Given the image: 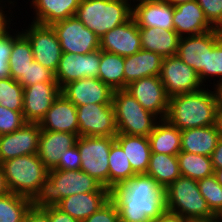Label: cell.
<instances>
[{"label": "cell", "instance_id": "43", "mask_svg": "<svg viewBox=\"0 0 222 222\" xmlns=\"http://www.w3.org/2000/svg\"><path fill=\"white\" fill-rule=\"evenodd\" d=\"M208 22L216 29L222 30V0H196Z\"/></svg>", "mask_w": 222, "mask_h": 222}, {"label": "cell", "instance_id": "22", "mask_svg": "<svg viewBox=\"0 0 222 222\" xmlns=\"http://www.w3.org/2000/svg\"><path fill=\"white\" fill-rule=\"evenodd\" d=\"M174 29L180 37L202 34L215 29L196 0L174 6Z\"/></svg>", "mask_w": 222, "mask_h": 222}, {"label": "cell", "instance_id": "56", "mask_svg": "<svg viewBox=\"0 0 222 222\" xmlns=\"http://www.w3.org/2000/svg\"><path fill=\"white\" fill-rule=\"evenodd\" d=\"M197 222H222L221 217H215L209 220H202V221H197Z\"/></svg>", "mask_w": 222, "mask_h": 222}, {"label": "cell", "instance_id": "26", "mask_svg": "<svg viewBox=\"0 0 222 222\" xmlns=\"http://www.w3.org/2000/svg\"><path fill=\"white\" fill-rule=\"evenodd\" d=\"M110 199L111 192L79 193L63 198L57 207L82 222L98 211Z\"/></svg>", "mask_w": 222, "mask_h": 222}, {"label": "cell", "instance_id": "31", "mask_svg": "<svg viewBox=\"0 0 222 222\" xmlns=\"http://www.w3.org/2000/svg\"><path fill=\"white\" fill-rule=\"evenodd\" d=\"M146 175L166 189L181 176L177 156L151 153Z\"/></svg>", "mask_w": 222, "mask_h": 222}, {"label": "cell", "instance_id": "54", "mask_svg": "<svg viewBox=\"0 0 222 222\" xmlns=\"http://www.w3.org/2000/svg\"><path fill=\"white\" fill-rule=\"evenodd\" d=\"M170 4H172L173 6H177L179 4L185 3V2H190V1H194V0H164Z\"/></svg>", "mask_w": 222, "mask_h": 222}, {"label": "cell", "instance_id": "23", "mask_svg": "<svg viewBox=\"0 0 222 222\" xmlns=\"http://www.w3.org/2000/svg\"><path fill=\"white\" fill-rule=\"evenodd\" d=\"M77 138L69 132L41 131L37 154L49 171L58 165L62 152L76 144Z\"/></svg>", "mask_w": 222, "mask_h": 222}, {"label": "cell", "instance_id": "27", "mask_svg": "<svg viewBox=\"0 0 222 222\" xmlns=\"http://www.w3.org/2000/svg\"><path fill=\"white\" fill-rule=\"evenodd\" d=\"M216 125L181 131V151L210 157L220 139Z\"/></svg>", "mask_w": 222, "mask_h": 222}, {"label": "cell", "instance_id": "44", "mask_svg": "<svg viewBox=\"0 0 222 222\" xmlns=\"http://www.w3.org/2000/svg\"><path fill=\"white\" fill-rule=\"evenodd\" d=\"M82 222H120V214L116 203L110 199L98 211Z\"/></svg>", "mask_w": 222, "mask_h": 222}, {"label": "cell", "instance_id": "55", "mask_svg": "<svg viewBox=\"0 0 222 222\" xmlns=\"http://www.w3.org/2000/svg\"><path fill=\"white\" fill-rule=\"evenodd\" d=\"M214 175L216 176L218 182L222 184V168L214 170Z\"/></svg>", "mask_w": 222, "mask_h": 222}, {"label": "cell", "instance_id": "13", "mask_svg": "<svg viewBox=\"0 0 222 222\" xmlns=\"http://www.w3.org/2000/svg\"><path fill=\"white\" fill-rule=\"evenodd\" d=\"M79 136L115 137L117 132L112 104L77 106Z\"/></svg>", "mask_w": 222, "mask_h": 222}, {"label": "cell", "instance_id": "7", "mask_svg": "<svg viewBox=\"0 0 222 222\" xmlns=\"http://www.w3.org/2000/svg\"><path fill=\"white\" fill-rule=\"evenodd\" d=\"M112 105L118 133L148 137L160 120L145 110L126 89L114 90Z\"/></svg>", "mask_w": 222, "mask_h": 222}, {"label": "cell", "instance_id": "46", "mask_svg": "<svg viewBox=\"0 0 222 222\" xmlns=\"http://www.w3.org/2000/svg\"><path fill=\"white\" fill-rule=\"evenodd\" d=\"M7 2V4H6ZM16 3V4H15ZM11 4V5H10ZM9 8H8V7ZM17 6V2L16 0H0V36L6 32L11 26L13 27V24H15L16 22H11L13 21V17L15 16H12L14 15L12 12V10L10 9H14L16 10L14 7ZM13 7V8H12ZM8 8V10L6 11L5 9ZM5 10V11H4ZM11 11V12H9ZM12 17V18H11ZM12 23V25H11ZM11 25V26H10Z\"/></svg>", "mask_w": 222, "mask_h": 222}, {"label": "cell", "instance_id": "5", "mask_svg": "<svg viewBox=\"0 0 222 222\" xmlns=\"http://www.w3.org/2000/svg\"><path fill=\"white\" fill-rule=\"evenodd\" d=\"M165 209L190 222L216 217L201 195L197 180L184 176H180L165 189Z\"/></svg>", "mask_w": 222, "mask_h": 222}, {"label": "cell", "instance_id": "58", "mask_svg": "<svg viewBox=\"0 0 222 222\" xmlns=\"http://www.w3.org/2000/svg\"><path fill=\"white\" fill-rule=\"evenodd\" d=\"M126 1H128L131 5H133L134 3L143 1V0H126Z\"/></svg>", "mask_w": 222, "mask_h": 222}, {"label": "cell", "instance_id": "36", "mask_svg": "<svg viewBox=\"0 0 222 222\" xmlns=\"http://www.w3.org/2000/svg\"><path fill=\"white\" fill-rule=\"evenodd\" d=\"M30 199L14 193L0 196V222H24Z\"/></svg>", "mask_w": 222, "mask_h": 222}, {"label": "cell", "instance_id": "48", "mask_svg": "<svg viewBox=\"0 0 222 222\" xmlns=\"http://www.w3.org/2000/svg\"><path fill=\"white\" fill-rule=\"evenodd\" d=\"M24 222H50L49 215L43 208L31 207Z\"/></svg>", "mask_w": 222, "mask_h": 222}, {"label": "cell", "instance_id": "2", "mask_svg": "<svg viewBox=\"0 0 222 222\" xmlns=\"http://www.w3.org/2000/svg\"><path fill=\"white\" fill-rule=\"evenodd\" d=\"M201 90L169 97L165 119L180 131L216 125L217 105L214 91Z\"/></svg>", "mask_w": 222, "mask_h": 222}, {"label": "cell", "instance_id": "18", "mask_svg": "<svg viewBox=\"0 0 222 222\" xmlns=\"http://www.w3.org/2000/svg\"><path fill=\"white\" fill-rule=\"evenodd\" d=\"M114 90L99 78H81L67 83L61 93L76 107L85 104H112Z\"/></svg>", "mask_w": 222, "mask_h": 222}, {"label": "cell", "instance_id": "29", "mask_svg": "<svg viewBox=\"0 0 222 222\" xmlns=\"http://www.w3.org/2000/svg\"><path fill=\"white\" fill-rule=\"evenodd\" d=\"M115 141L122 147L132 170L137 175L146 174L151 155L149 138L118 133Z\"/></svg>", "mask_w": 222, "mask_h": 222}, {"label": "cell", "instance_id": "15", "mask_svg": "<svg viewBox=\"0 0 222 222\" xmlns=\"http://www.w3.org/2000/svg\"><path fill=\"white\" fill-rule=\"evenodd\" d=\"M126 90L141 104V106L165 119L168 111L169 96L159 76L143 77L127 85Z\"/></svg>", "mask_w": 222, "mask_h": 222}, {"label": "cell", "instance_id": "16", "mask_svg": "<svg viewBox=\"0 0 222 222\" xmlns=\"http://www.w3.org/2000/svg\"><path fill=\"white\" fill-rule=\"evenodd\" d=\"M41 127L27 122L16 131L0 135V163L23 155L38 153Z\"/></svg>", "mask_w": 222, "mask_h": 222}, {"label": "cell", "instance_id": "12", "mask_svg": "<svg viewBox=\"0 0 222 222\" xmlns=\"http://www.w3.org/2000/svg\"><path fill=\"white\" fill-rule=\"evenodd\" d=\"M159 77L169 97L198 91L205 87L198 73L177 55L163 58Z\"/></svg>", "mask_w": 222, "mask_h": 222}, {"label": "cell", "instance_id": "30", "mask_svg": "<svg viewBox=\"0 0 222 222\" xmlns=\"http://www.w3.org/2000/svg\"><path fill=\"white\" fill-rule=\"evenodd\" d=\"M151 153L177 156L181 152V131L166 119H160L148 136Z\"/></svg>", "mask_w": 222, "mask_h": 222}, {"label": "cell", "instance_id": "20", "mask_svg": "<svg viewBox=\"0 0 222 222\" xmlns=\"http://www.w3.org/2000/svg\"><path fill=\"white\" fill-rule=\"evenodd\" d=\"M39 125L41 131L69 132L79 136L77 107L60 93Z\"/></svg>", "mask_w": 222, "mask_h": 222}, {"label": "cell", "instance_id": "1", "mask_svg": "<svg viewBox=\"0 0 222 222\" xmlns=\"http://www.w3.org/2000/svg\"><path fill=\"white\" fill-rule=\"evenodd\" d=\"M111 199L118 207L120 222L156 219L166 210L165 189L146 174L135 175L119 187L113 188Z\"/></svg>", "mask_w": 222, "mask_h": 222}, {"label": "cell", "instance_id": "19", "mask_svg": "<svg viewBox=\"0 0 222 222\" xmlns=\"http://www.w3.org/2000/svg\"><path fill=\"white\" fill-rule=\"evenodd\" d=\"M141 49L139 27L133 17L100 38V50L123 57L131 56Z\"/></svg>", "mask_w": 222, "mask_h": 222}, {"label": "cell", "instance_id": "3", "mask_svg": "<svg viewBox=\"0 0 222 222\" xmlns=\"http://www.w3.org/2000/svg\"><path fill=\"white\" fill-rule=\"evenodd\" d=\"M89 192H111V190L81 169L67 171L52 169L30 199L31 207L57 206L65 197Z\"/></svg>", "mask_w": 222, "mask_h": 222}, {"label": "cell", "instance_id": "35", "mask_svg": "<svg viewBox=\"0 0 222 222\" xmlns=\"http://www.w3.org/2000/svg\"><path fill=\"white\" fill-rule=\"evenodd\" d=\"M177 158L181 176L198 181L214 174L211 157L181 151Z\"/></svg>", "mask_w": 222, "mask_h": 222}, {"label": "cell", "instance_id": "17", "mask_svg": "<svg viewBox=\"0 0 222 222\" xmlns=\"http://www.w3.org/2000/svg\"><path fill=\"white\" fill-rule=\"evenodd\" d=\"M57 82H39L23 89V115L27 122L39 123L60 95Z\"/></svg>", "mask_w": 222, "mask_h": 222}, {"label": "cell", "instance_id": "57", "mask_svg": "<svg viewBox=\"0 0 222 222\" xmlns=\"http://www.w3.org/2000/svg\"><path fill=\"white\" fill-rule=\"evenodd\" d=\"M137 222H155V219L147 218V219L140 220V221H137Z\"/></svg>", "mask_w": 222, "mask_h": 222}, {"label": "cell", "instance_id": "52", "mask_svg": "<svg viewBox=\"0 0 222 222\" xmlns=\"http://www.w3.org/2000/svg\"><path fill=\"white\" fill-rule=\"evenodd\" d=\"M9 193L7 184H6V180H5V176L0 164V196L5 195Z\"/></svg>", "mask_w": 222, "mask_h": 222}, {"label": "cell", "instance_id": "33", "mask_svg": "<svg viewBox=\"0 0 222 222\" xmlns=\"http://www.w3.org/2000/svg\"><path fill=\"white\" fill-rule=\"evenodd\" d=\"M135 175L122 147L115 141L109 153V189L119 187Z\"/></svg>", "mask_w": 222, "mask_h": 222}, {"label": "cell", "instance_id": "4", "mask_svg": "<svg viewBox=\"0 0 222 222\" xmlns=\"http://www.w3.org/2000/svg\"><path fill=\"white\" fill-rule=\"evenodd\" d=\"M75 16L99 38L132 17L126 0H80Z\"/></svg>", "mask_w": 222, "mask_h": 222}, {"label": "cell", "instance_id": "38", "mask_svg": "<svg viewBox=\"0 0 222 222\" xmlns=\"http://www.w3.org/2000/svg\"><path fill=\"white\" fill-rule=\"evenodd\" d=\"M23 86L11 77L0 79V105L23 111Z\"/></svg>", "mask_w": 222, "mask_h": 222}, {"label": "cell", "instance_id": "24", "mask_svg": "<svg viewBox=\"0 0 222 222\" xmlns=\"http://www.w3.org/2000/svg\"><path fill=\"white\" fill-rule=\"evenodd\" d=\"M79 4L80 0H31L29 6L35 15L31 22L51 26L75 16Z\"/></svg>", "mask_w": 222, "mask_h": 222}, {"label": "cell", "instance_id": "25", "mask_svg": "<svg viewBox=\"0 0 222 222\" xmlns=\"http://www.w3.org/2000/svg\"><path fill=\"white\" fill-rule=\"evenodd\" d=\"M162 61L161 55L144 49L124 57V89L131 82L143 77L159 76Z\"/></svg>", "mask_w": 222, "mask_h": 222}, {"label": "cell", "instance_id": "10", "mask_svg": "<svg viewBox=\"0 0 222 222\" xmlns=\"http://www.w3.org/2000/svg\"><path fill=\"white\" fill-rule=\"evenodd\" d=\"M60 42L62 52L88 54L100 49V38L76 16L51 25Z\"/></svg>", "mask_w": 222, "mask_h": 222}, {"label": "cell", "instance_id": "8", "mask_svg": "<svg viewBox=\"0 0 222 222\" xmlns=\"http://www.w3.org/2000/svg\"><path fill=\"white\" fill-rule=\"evenodd\" d=\"M115 137L78 136L76 144L81 167L104 187L109 188V153Z\"/></svg>", "mask_w": 222, "mask_h": 222}, {"label": "cell", "instance_id": "49", "mask_svg": "<svg viewBox=\"0 0 222 222\" xmlns=\"http://www.w3.org/2000/svg\"><path fill=\"white\" fill-rule=\"evenodd\" d=\"M210 157L214 170L222 168V138L219 139L216 148Z\"/></svg>", "mask_w": 222, "mask_h": 222}, {"label": "cell", "instance_id": "40", "mask_svg": "<svg viewBox=\"0 0 222 222\" xmlns=\"http://www.w3.org/2000/svg\"><path fill=\"white\" fill-rule=\"evenodd\" d=\"M207 81L213 84L211 86L222 83V38L208 50Z\"/></svg>", "mask_w": 222, "mask_h": 222}, {"label": "cell", "instance_id": "9", "mask_svg": "<svg viewBox=\"0 0 222 222\" xmlns=\"http://www.w3.org/2000/svg\"><path fill=\"white\" fill-rule=\"evenodd\" d=\"M222 38V30L213 29L193 36L180 37L177 56L193 68L206 87L208 50Z\"/></svg>", "mask_w": 222, "mask_h": 222}, {"label": "cell", "instance_id": "51", "mask_svg": "<svg viewBox=\"0 0 222 222\" xmlns=\"http://www.w3.org/2000/svg\"><path fill=\"white\" fill-rule=\"evenodd\" d=\"M209 85V88L214 91V94H215V98H216V105H217V111H222V83L221 84H218V85H215V86H210Z\"/></svg>", "mask_w": 222, "mask_h": 222}, {"label": "cell", "instance_id": "50", "mask_svg": "<svg viewBox=\"0 0 222 222\" xmlns=\"http://www.w3.org/2000/svg\"><path fill=\"white\" fill-rule=\"evenodd\" d=\"M155 222H188V221L179 214L165 210L159 217L155 219Z\"/></svg>", "mask_w": 222, "mask_h": 222}, {"label": "cell", "instance_id": "45", "mask_svg": "<svg viewBox=\"0 0 222 222\" xmlns=\"http://www.w3.org/2000/svg\"><path fill=\"white\" fill-rule=\"evenodd\" d=\"M81 167V156L75 144L67 151L62 152V157L54 170H79Z\"/></svg>", "mask_w": 222, "mask_h": 222}, {"label": "cell", "instance_id": "21", "mask_svg": "<svg viewBox=\"0 0 222 222\" xmlns=\"http://www.w3.org/2000/svg\"><path fill=\"white\" fill-rule=\"evenodd\" d=\"M174 6L164 0H143L132 5V17L138 27H160L175 30Z\"/></svg>", "mask_w": 222, "mask_h": 222}, {"label": "cell", "instance_id": "53", "mask_svg": "<svg viewBox=\"0 0 222 222\" xmlns=\"http://www.w3.org/2000/svg\"><path fill=\"white\" fill-rule=\"evenodd\" d=\"M216 126L218 129V133L222 138V111H217Z\"/></svg>", "mask_w": 222, "mask_h": 222}, {"label": "cell", "instance_id": "32", "mask_svg": "<svg viewBox=\"0 0 222 222\" xmlns=\"http://www.w3.org/2000/svg\"><path fill=\"white\" fill-rule=\"evenodd\" d=\"M98 78L113 90L124 89V57L100 50Z\"/></svg>", "mask_w": 222, "mask_h": 222}, {"label": "cell", "instance_id": "42", "mask_svg": "<svg viewBox=\"0 0 222 222\" xmlns=\"http://www.w3.org/2000/svg\"><path fill=\"white\" fill-rule=\"evenodd\" d=\"M25 123L27 121L22 111H13L0 105V135L12 133Z\"/></svg>", "mask_w": 222, "mask_h": 222}, {"label": "cell", "instance_id": "41", "mask_svg": "<svg viewBox=\"0 0 222 222\" xmlns=\"http://www.w3.org/2000/svg\"><path fill=\"white\" fill-rule=\"evenodd\" d=\"M20 32L21 30L19 31L17 28L12 29L10 27L0 36V79L10 77L9 57L11 56V51L13 48V39Z\"/></svg>", "mask_w": 222, "mask_h": 222}, {"label": "cell", "instance_id": "14", "mask_svg": "<svg viewBox=\"0 0 222 222\" xmlns=\"http://www.w3.org/2000/svg\"><path fill=\"white\" fill-rule=\"evenodd\" d=\"M100 49L88 54L62 52L55 79L60 88L81 78H98Z\"/></svg>", "mask_w": 222, "mask_h": 222}, {"label": "cell", "instance_id": "34", "mask_svg": "<svg viewBox=\"0 0 222 222\" xmlns=\"http://www.w3.org/2000/svg\"><path fill=\"white\" fill-rule=\"evenodd\" d=\"M33 60L30 41L20 32L13 39V48L9 57L10 77L17 81L21 76H25L26 70Z\"/></svg>", "mask_w": 222, "mask_h": 222}, {"label": "cell", "instance_id": "39", "mask_svg": "<svg viewBox=\"0 0 222 222\" xmlns=\"http://www.w3.org/2000/svg\"><path fill=\"white\" fill-rule=\"evenodd\" d=\"M23 88L39 82H57L55 73L33 60L26 70L25 76L17 80Z\"/></svg>", "mask_w": 222, "mask_h": 222}, {"label": "cell", "instance_id": "28", "mask_svg": "<svg viewBox=\"0 0 222 222\" xmlns=\"http://www.w3.org/2000/svg\"><path fill=\"white\" fill-rule=\"evenodd\" d=\"M142 49L164 57L175 56L180 36L175 30L160 27H139Z\"/></svg>", "mask_w": 222, "mask_h": 222}, {"label": "cell", "instance_id": "47", "mask_svg": "<svg viewBox=\"0 0 222 222\" xmlns=\"http://www.w3.org/2000/svg\"><path fill=\"white\" fill-rule=\"evenodd\" d=\"M49 215L50 222H80L71 217L68 213L63 212L57 206L43 208Z\"/></svg>", "mask_w": 222, "mask_h": 222}, {"label": "cell", "instance_id": "11", "mask_svg": "<svg viewBox=\"0 0 222 222\" xmlns=\"http://www.w3.org/2000/svg\"><path fill=\"white\" fill-rule=\"evenodd\" d=\"M23 28L21 32L30 41L34 60L55 73L62 50L53 28L33 22Z\"/></svg>", "mask_w": 222, "mask_h": 222}, {"label": "cell", "instance_id": "37", "mask_svg": "<svg viewBox=\"0 0 222 222\" xmlns=\"http://www.w3.org/2000/svg\"><path fill=\"white\" fill-rule=\"evenodd\" d=\"M201 195L205 198L210 211L216 216H222V184L213 174L197 181Z\"/></svg>", "mask_w": 222, "mask_h": 222}, {"label": "cell", "instance_id": "6", "mask_svg": "<svg viewBox=\"0 0 222 222\" xmlns=\"http://www.w3.org/2000/svg\"><path fill=\"white\" fill-rule=\"evenodd\" d=\"M0 164L9 192L29 199L48 177L49 170L38 154L19 156Z\"/></svg>", "mask_w": 222, "mask_h": 222}]
</instances>
